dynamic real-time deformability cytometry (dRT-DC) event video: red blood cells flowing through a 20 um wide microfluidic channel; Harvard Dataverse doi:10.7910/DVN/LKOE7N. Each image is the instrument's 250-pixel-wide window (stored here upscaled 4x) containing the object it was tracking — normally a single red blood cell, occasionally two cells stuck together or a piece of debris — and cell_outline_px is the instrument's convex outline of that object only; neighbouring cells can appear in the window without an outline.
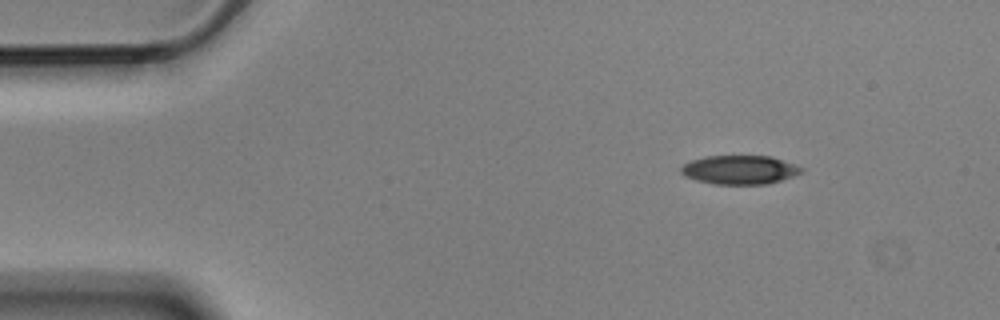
{"species": "Egyptian fruit bat (a non-hibernating species)", "species_latin": "Rousettus aegyptiacus", "temperature_condition": "cold", "stored_images_in_passage": 3, "camera_frame_rate_fps": 3000, "um_per_image_px": 0.085, "animal": {"sex": "male"}, "frame": {"image": 1, "passage_image": 1, "time_ms": 0.0, "image_size_px": [1000, 320], "cell_outline_px": [[804, 172], [768, 184], [712, 184], [696, 180], [684, 176], [680, 172], [680, 168], [684, 164], [692, 160], [704, 156], [772, 156], [796, 164], [804, 168]], "centroid_in_image_um": [62.88, 14.43], "position_along_channel_um": 22.1, "area_um2": 20.4}}